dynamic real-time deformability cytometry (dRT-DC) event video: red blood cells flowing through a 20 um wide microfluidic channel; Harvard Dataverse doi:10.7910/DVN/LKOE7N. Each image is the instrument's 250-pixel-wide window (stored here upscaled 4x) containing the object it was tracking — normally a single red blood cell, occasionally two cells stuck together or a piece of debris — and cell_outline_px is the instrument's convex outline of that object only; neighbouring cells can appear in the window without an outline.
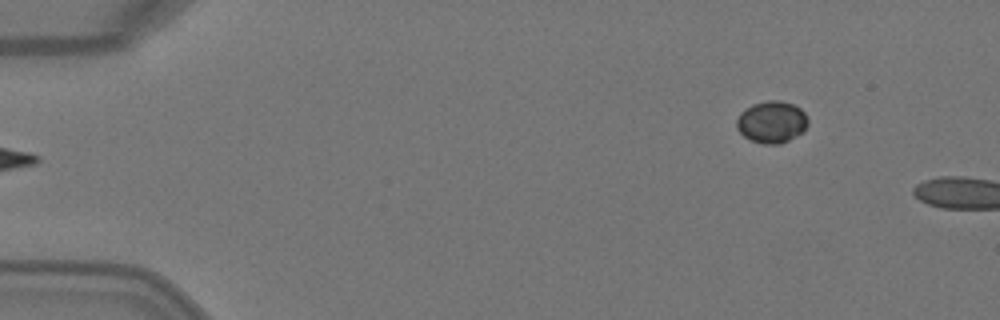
{"species": "Egyptian fruit bat (a non-hibernating species)", "species_latin": "Rousettus aegyptiacus", "temperature_condition": "warm", "stored_images_in_passage": 4, "segment_of_instrument_passage": [2, 2], "camera_frame_rate_fps": 3000, "um_per_image_px": 0.085, "animal": {"sex": "female"}, "frame": {"image": 1, "passage_image": 4, "time_ms": 1.0, "image_size_px": [1000, 320], "cell_outline_px": [[808, 124], [796, 136], [780, 144], [764, 144], [752, 140], [744, 136], [736, 128], [736, 120], [740, 112], [752, 104], [768, 100], [780, 100], [792, 104], [800, 108], [808, 116]], "centroid_in_image_um": [65.58, 10.35], "position_along_channel_um": 19.4, "area_um2": 17.4}}